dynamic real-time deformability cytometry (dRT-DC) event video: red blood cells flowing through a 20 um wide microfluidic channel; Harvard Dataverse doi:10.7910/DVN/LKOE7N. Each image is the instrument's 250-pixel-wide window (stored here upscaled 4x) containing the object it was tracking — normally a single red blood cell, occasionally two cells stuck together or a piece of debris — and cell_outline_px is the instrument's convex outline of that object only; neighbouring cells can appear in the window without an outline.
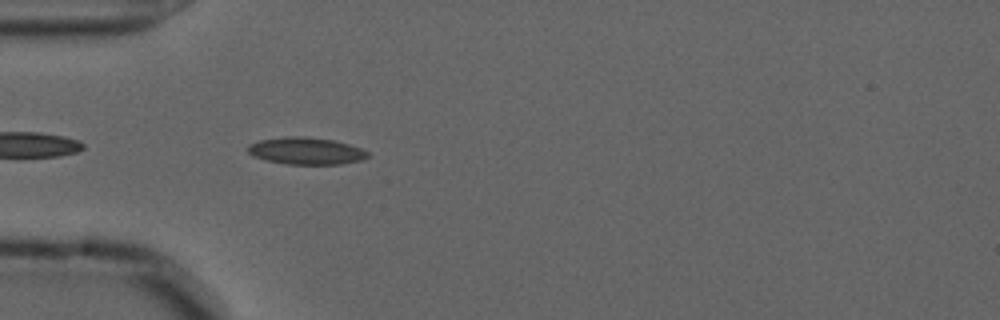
{"species": "common noctule bat (a hibernating species)", "species_latin": "Nyctalus noctula", "temperature_condition": "cold", "stored_images_in_passage": 33, "camera_frame_rate_fps": 3000, "um_per_image_px": 0.085, "animal": {"sex": "male", "forearm_length_mm": 52.5}, "frame": {"image": 1, "passage_image": 3, "time_ms": 0.667, "image_size_px": [1000, 320], "cell_outline_px": [[368, 156], [360, 160], [340, 164], [284, 164], [252, 156], [248, 152], [248, 144], [260, 140], [288, 136], [308, 136], [332, 140], [348, 144], [360, 148], [368, 152]], "centroid_in_image_um": [25.98, 12.82], "position_along_channel_um": 59.0, "area_um2": 18.79}}
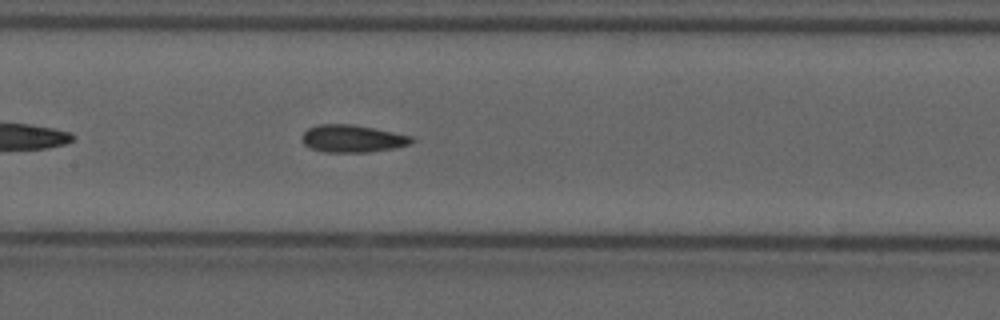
{"frame": {"image": 2, "passage_image": 13, "time_ms": 4.0, "image_size_px": [1000, 320], "cell_outline_px": [[416, 140], [408, 144], [396, 148], [368, 152], [324, 152], [312, 148], [304, 144], [300, 140], [300, 136], [308, 128], [320, 124], [352, 124], [412, 136]], "centroid_in_image_um": [29.93, 11.78], "position_along_channel_um": 177.5, "area_um2": 17.51}}
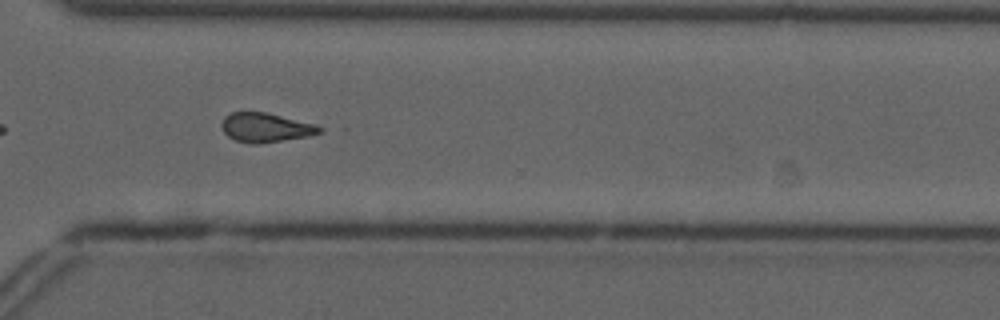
{"frame": {"image": 3, "passage_image": 27, "time_ms": 8.667, "image_size_px": [1000, 320], "cell_outline_px": [[324, 132], [308, 136], [260, 144], [252, 144], [236, 140], [228, 136], [224, 132], [220, 124], [224, 116], [232, 112], [264, 112], [316, 124], [324, 128]], "centroid_in_image_um": [22.59, 10.84], "position_along_channel_um": 348.0, "area_um2": 16.76}, "authors_computed_cell_mechanics": {"area_um2": 16.9354, "velocity_mm_per_s": 3.668, "shape_relaxation_time_tau1_ms": null, "shape_relaxation_time_tau2_ms": 4.1094, "deformation_change_tau1": null, "deformation_change_tau2": 0.1141}}